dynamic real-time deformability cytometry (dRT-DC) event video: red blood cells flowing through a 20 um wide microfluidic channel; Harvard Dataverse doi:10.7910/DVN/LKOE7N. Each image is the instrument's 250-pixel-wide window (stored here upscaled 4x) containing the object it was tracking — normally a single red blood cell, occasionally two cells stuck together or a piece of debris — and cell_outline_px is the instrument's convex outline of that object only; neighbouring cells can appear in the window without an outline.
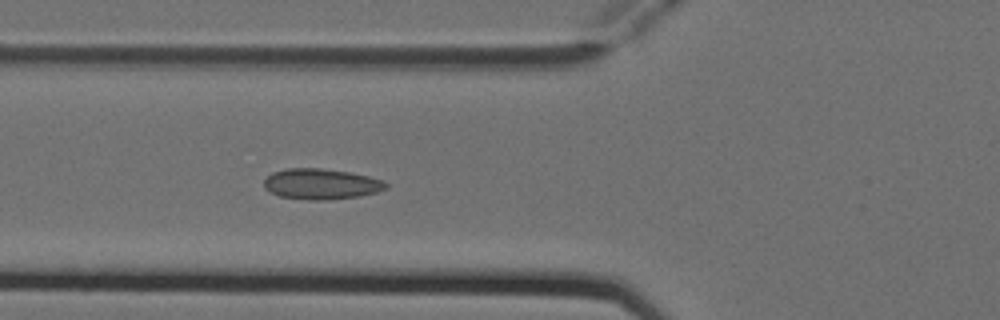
{"species": "Egyptian fruit bat (a non-hibernating species)", "species_latin": "Rousettus aegyptiacus", "temperature_condition": "cold", "stored_images_in_passage": 6, "camera_frame_rate_fps": 3000, "um_per_image_px": 0.085, "animal": {"sex": "female"}, "frame": {"image": 1, "passage_image": 6, "time_ms": 1.667, "image_size_px": [1000, 320], "cell_outline_px": [[388, 188], [376, 192], [360, 196], [328, 200], [308, 200], [280, 196], [264, 188], [264, 180], [272, 172], [288, 168], [320, 168], [348, 172], [368, 176], [384, 180], [388, 184]], "centroid_in_image_um": [27.31, 15.64], "position_along_channel_um": 98.5, "area_um2": 21.79}}